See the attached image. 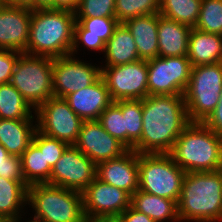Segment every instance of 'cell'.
Wrapping results in <instances>:
<instances>
[{
	"mask_svg": "<svg viewBox=\"0 0 222 222\" xmlns=\"http://www.w3.org/2000/svg\"><path fill=\"white\" fill-rule=\"evenodd\" d=\"M142 134L138 154L169 153L190 123L184 95H148L142 100Z\"/></svg>",
	"mask_w": 222,
	"mask_h": 222,
	"instance_id": "6da1fadb",
	"label": "cell"
},
{
	"mask_svg": "<svg viewBox=\"0 0 222 222\" xmlns=\"http://www.w3.org/2000/svg\"><path fill=\"white\" fill-rule=\"evenodd\" d=\"M179 221H222V177L218 171L187 172L177 202Z\"/></svg>",
	"mask_w": 222,
	"mask_h": 222,
	"instance_id": "7a4b0ae2",
	"label": "cell"
},
{
	"mask_svg": "<svg viewBox=\"0 0 222 222\" xmlns=\"http://www.w3.org/2000/svg\"><path fill=\"white\" fill-rule=\"evenodd\" d=\"M75 13L64 10H32L27 49L30 55L57 58L71 53Z\"/></svg>",
	"mask_w": 222,
	"mask_h": 222,
	"instance_id": "3957f363",
	"label": "cell"
},
{
	"mask_svg": "<svg viewBox=\"0 0 222 222\" xmlns=\"http://www.w3.org/2000/svg\"><path fill=\"white\" fill-rule=\"evenodd\" d=\"M169 154L186 173L218 171L222 163V136L203 122H190Z\"/></svg>",
	"mask_w": 222,
	"mask_h": 222,
	"instance_id": "277c9868",
	"label": "cell"
},
{
	"mask_svg": "<svg viewBox=\"0 0 222 222\" xmlns=\"http://www.w3.org/2000/svg\"><path fill=\"white\" fill-rule=\"evenodd\" d=\"M27 204L42 222H85L82 193L63 187L33 184L27 189Z\"/></svg>",
	"mask_w": 222,
	"mask_h": 222,
	"instance_id": "5b68a950",
	"label": "cell"
},
{
	"mask_svg": "<svg viewBox=\"0 0 222 222\" xmlns=\"http://www.w3.org/2000/svg\"><path fill=\"white\" fill-rule=\"evenodd\" d=\"M53 58L22 53L16 61L10 83L33 108L45 103L53 93Z\"/></svg>",
	"mask_w": 222,
	"mask_h": 222,
	"instance_id": "8992f818",
	"label": "cell"
},
{
	"mask_svg": "<svg viewBox=\"0 0 222 222\" xmlns=\"http://www.w3.org/2000/svg\"><path fill=\"white\" fill-rule=\"evenodd\" d=\"M138 168L139 190L178 202L186 172L169 153L138 154Z\"/></svg>",
	"mask_w": 222,
	"mask_h": 222,
	"instance_id": "52a82bcc",
	"label": "cell"
},
{
	"mask_svg": "<svg viewBox=\"0 0 222 222\" xmlns=\"http://www.w3.org/2000/svg\"><path fill=\"white\" fill-rule=\"evenodd\" d=\"M222 91V62L192 67L184 93L190 122H203L216 108Z\"/></svg>",
	"mask_w": 222,
	"mask_h": 222,
	"instance_id": "ba28073f",
	"label": "cell"
},
{
	"mask_svg": "<svg viewBox=\"0 0 222 222\" xmlns=\"http://www.w3.org/2000/svg\"><path fill=\"white\" fill-rule=\"evenodd\" d=\"M148 95H184L192 65L188 56L147 60Z\"/></svg>",
	"mask_w": 222,
	"mask_h": 222,
	"instance_id": "9c48e42d",
	"label": "cell"
},
{
	"mask_svg": "<svg viewBox=\"0 0 222 222\" xmlns=\"http://www.w3.org/2000/svg\"><path fill=\"white\" fill-rule=\"evenodd\" d=\"M112 101L143 100L148 96L147 60H137L117 66L101 67Z\"/></svg>",
	"mask_w": 222,
	"mask_h": 222,
	"instance_id": "30bf717a",
	"label": "cell"
},
{
	"mask_svg": "<svg viewBox=\"0 0 222 222\" xmlns=\"http://www.w3.org/2000/svg\"><path fill=\"white\" fill-rule=\"evenodd\" d=\"M34 114L37 117L39 132L69 145L76 142L83 120L69 107L64 98L50 97Z\"/></svg>",
	"mask_w": 222,
	"mask_h": 222,
	"instance_id": "8fae6325",
	"label": "cell"
},
{
	"mask_svg": "<svg viewBox=\"0 0 222 222\" xmlns=\"http://www.w3.org/2000/svg\"><path fill=\"white\" fill-rule=\"evenodd\" d=\"M95 178L96 164L74 145H69L52 167L49 184L82 193Z\"/></svg>",
	"mask_w": 222,
	"mask_h": 222,
	"instance_id": "7c38bea8",
	"label": "cell"
},
{
	"mask_svg": "<svg viewBox=\"0 0 222 222\" xmlns=\"http://www.w3.org/2000/svg\"><path fill=\"white\" fill-rule=\"evenodd\" d=\"M72 54L53 58L52 78L55 97L67 95L89 87L101 77V66L78 60Z\"/></svg>",
	"mask_w": 222,
	"mask_h": 222,
	"instance_id": "4fadbf2b",
	"label": "cell"
},
{
	"mask_svg": "<svg viewBox=\"0 0 222 222\" xmlns=\"http://www.w3.org/2000/svg\"><path fill=\"white\" fill-rule=\"evenodd\" d=\"M82 197L84 216L89 220L118 217L131 202L127 192L97 178L82 192Z\"/></svg>",
	"mask_w": 222,
	"mask_h": 222,
	"instance_id": "5bb4252c",
	"label": "cell"
},
{
	"mask_svg": "<svg viewBox=\"0 0 222 222\" xmlns=\"http://www.w3.org/2000/svg\"><path fill=\"white\" fill-rule=\"evenodd\" d=\"M73 145L95 164L118 158L129 150L111 136L98 120L83 121L78 138Z\"/></svg>",
	"mask_w": 222,
	"mask_h": 222,
	"instance_id": "9a60e30c",
	"label": "cell"
},
{
	"mask_svg": "<svg viewBox=\"0 0 222 222\" xmlns=\"http://www.w3.org/2000/svg\"><path fill=\"white\" fill-rule=\"evenodd\" d=\"M31 15L32 10L28 7H0V49L26 51Z\"/></svg>",
	"mask_w": 222,
	"mask_h": 222,
	"instance_id": "2e32d148",
	"label": "cell"
},
{
	"mask_svg": "<svg viewBox=\"0 0 222 222\" xmlns=\"http://www.w3.org/2000/svg\"><path fill=\"white\" fill-rule=\"evenodd\" d=\"M96 178L132 196L139 187L138 153L128 150L118 158L96 164Z\"/></svg>",
	"mask_w": 222,
	"mask_h": 222,
	"instance_id": "e0dca14e",
	"label": "cell"
},
{
	"mask_svg": "<svg viewBox=\"0 0 222 222\" xmlns=\"http://www.w3.org/2000/svg\"><path fill=\"white\" fill-rule=\"evenodd\" d=\"M118 24L116 17L76 18L70 54L74 56L77 53L80 43L87 49L104 52L105 43L113 35Z\"/></svg>",
	"mask_w": 222,
	"mask_h": 222,
	"instance_id": "ac0fdd59",
	"label": "cell"
},
{
	"mask_svg": "<svg viewBox=\"0 0 222 222\" xmlns=\"http://www.w3.org/2000/svg\"><path fill=\"white\" fill-rule=\"evenodd\" d=\"M64 99L83 121L98 120L101 113L113 102L102 77L89 87L73 92Z\"/></svg>",
	"mask_w": 222,
	"mask_h": 222,
	"instance_id": "d6986e66",
	"label": "cell"
},
{
	"mask_svg": "<svg viewBox=\"0 0 222 222\" xmlns=\"http://www.w3.org/2000/svg\"><path fill=\"white\" fill-rule=\"evenodd\" d=\"M159 13L131 18L123 24L134 38L141 60L158 57Z\"/></svg>",
	"mask_w": 222,
	"mask_h": 222,
	"instance_id": "ffe728a7",
	"label": "cell"
},
{
	"mask_svg": "<svg viewBox=\"0 0 222 222\" xmlns=\"http://www.w3.org/2000/svg\"><path fill=\"white\" fill-rule=\"evenodd\" d=\"M191 29L159 14L158 57L187 56Z\"/></svg>",
	"mask_w": 222,
	"mask_h": 222,
	"instance_id": "44dd1931",
	"label": "cell"
},
{
	"mask_svg": "<svg viewBox=\"0 0 222 222\" xmlns=\"http://www.w3.org/2000/svg\"><path fill=\"white\" fill-rule=\"evenodd\" d=\"M25 184H49L52 168L44 157V134L36 130L32 143L20 156Z\"/></svg>",
	"mask_w": 222,
	"mask_h": 222,
	"instance_id": "7402d4cb",
	"label": "cell"
},
{
	"mask_svg": "<svg viewBox=\"0 0 222 222\" xmlns=\"http://www.w3.org/2000/svg\"><path fill=\"white\" fill-rule=\"evenodd\" d=\"M187 56L192 67L222 62V36L192 28Z\"/></svg>",
	"mask_w": 222,
	"mask_h": 222,
	"instance_id": "603a6c76",
	"label": "cell"
},
{
	"mask_svg": "<svg viewBox=\"0 0 222 222\" xmlns=\"http://www.w3.org/2000/svg\"><path fill=\"white\" fill-rule=\"evenodd\" d=\"M34 120L0 119V144L10 155L21 156L32 143L37 130Z\"/></svg>",
	"mask_w": 222,
	"mask_h": 222,
	"instance_id": "cb8c5ba5",
	"label": "cell"
},
{
	"mask_svg": "<svg viewBox=\"0 0 222 222\" xmlns=\"http://www.w3.org/2000/svg\"><path fill=\"white\" fill-rule=\"evenodd\" d=\"M106 66H117L139 59L133 36L123 23L114 29L113 35L105 43Z\"/></svg>",
	"mask_w": 222,
	"mask_h": 222,
	"instance_id": "d4e9b609",
	"label": "cell"
},
{
	"mask_svg": "<svg viewBox=\"0 0 222 222\" xmlns=\"http://www.w3.org/2000/svg\"><path fill=\"white\" fill-rule=\"evenodd\" d=\"M130 205L155 222H180L177 202L137 190L131 196ZM174 220V221H173Z\"/></svg>",
	"mask_w": 222,
	"mask_h": 222,
	"instance_id": "484cf974",
	"label": "cell"
},
{
	"mask_svg": "<svg viewBox=\"0 0 222 222\" xmlns=\"http://www.w3.org/2000/svg\"><path fill=\"white\" fill-rule=\"evenodd\" d=\"M27 189L23 181L0 177V217L13 221L22 215L21 210L27 204Z\"/></svg>",
	"mask_w": 222,
	"mask_h": 222,
	"instance_id": "4316f807",
	"label": "cell"
},
{
	"mask_svg": "<svg viewBox=\"0 0 222 222\" xmlns=\"http://www.w3.org/2000/svg\"><path fill=\"white\" fill-rule=\"evenodd\" d=\"M33 108L11 84H0V119L35 120Z\"/></svg>",
	"mask_w": 222,
	"mask_h": 222,
	"instance_id": "83f0119b",
	"label": "cell"
},
{
	"mask_svg": "<svg viewBox=\"0 0 222 222\" xmlns=\"http://www.w3.org/2000/svg\"><path fill=\"white\" fill-rule=\"evenodd\" d=\"M202 0H160L159 14L180 24L194 28Z\"/></svg>",
	"mask_w": 222,
	"mask_h": 222,
	"instance_id": "f1b7e54d",
	"label": "cell"
},
{
	"mask_svg": "<svg viewBox=\"0 0 222 222\" xmlns=\"http://www.w3.org/2000/svg\"><path fill=\"white\" fill-rule=\"evenodd\" d=\"M121 108L126 129V147L134 150L142 134V100H117Z\"/></svg>",
	"mask_w": 222,
	"mask_h": 222,
	"instance_id": "f546056e",
	"label": "cell"
},
{
	"mask_svg": "<svg viewBox=\"0 0 222 222\" xmlns=\"http://www.w3.org/2000/svg\"><path fill=\"white\" fill-rule=\"evenodd\" d=\"M194 28L222 36V0H202Z\"/></svg>",
	"mask_w": 222,
	"mask_h": 222,
	"instance_id": "4dcf8cb0",
	"label": "cell"
},
{
	"mask_svg": "<svg viewBox=\"0 0 222 222\" xmlns=\"http://www.w3.org/2000/svg\"><path fill=\"white\" fill-rule=\"evenodd\" d=\"M159 11L160 0H115V15L119 23Z\"/></svg>",
	"mask_w": 222,
	"mask_h": 222,
	"instance_id": "1f68e13d",
	"label": "cell"
},
{
	"mask_svg": "<svg viewBox=\"0 0 222 222\" xmlns=\"http://www.w3.org/2000/svg\"><path fill=\"white\" fill-rule=\"evenodd\" d=\"M98 121L114 138L126 146V129L120 106L113 101L100 115Z\"/></svg>",
	"mask_w": 222,
	"mask_h": 222,
	"instance_id": "d6a6232c",
	"label": "cell"
},
{
	"mask_svg": "<svg viewBox=\"0 0 222 222\" xmlns=\"http://www.w3.org/2000/svg\"><path fill=\"white\" fill-rule=\"evenodd\" d=\"M116 17L115 0H80L75 18Z\"/></svg>",
	"mask_w": 222,
	"mask_h": 222,
	"instance_id": "836d02e7",
	"label": "cell"
},
{
	"mask_svg": "<svg viewBox=\"0 0 222 222\" xmlns=\"http://www.w3.org/2000/svg\"><path fill=\"white\" fill-rule=\"evenodd\" d=\"M0 177L25 183L21 158L10 155L2 144H0Z\"/></svg>",
	"mask_w": 222,
	"mask_h": 222,
	"instance_id": "e575fe53",
	"label": "cell"
},
{
	"mask_svg": "<svg viewBox=\"0 0 222 222\" xmlns=\"http://www.w3.org/2000/svg\"><path fill=\"white\" fill-rule=\"evenodd\" d=\"M68 146V143L44 134V157L51 168L59 160Z\"/></svg>",
	"mask_w": 222,
	"mask_h": 222,
	"instance_id": "d590c367",
	"label": "cell"
},
{
	"mask_svg": "<svg viewBox=\"0 0 222 222\" xmlns=\"http://www.w3.org/2000/svg\"><path fill=\"white\" fill-rule=\"evenodd\" d=\"M22 53L0 49V84L10 83L16 61Z\"/></svg>",
	"mask_w": 222,
	"mask_h": 222,
	"instance_id": "8d00e7d4",
	"label": "cell"
},
{
	"mask_svg": "<svg viewBox=\"0 0 222 222\" xmlns=\"http://www.w3.org/2000/svg\"><path fill=\"white\" fill-rule=\"evenodd\" d=\"M203 123L216 134L222 136V91L220 93L218 105Z\"/></svg>",
	"mask_w": 222,
	"mask_h": 222,
	"instance_id": "74e56055",
	"label": "cell"
},
{
	"mask_svg": "<svg viewBox=\"0 0 222 222\" xmlns=\"http://www.w3.org/2000/svg\"><path fill=\"white\" fill-rule=\"evenodd\" d=\"M122 222H155L147 215L134 209L131 205L118 216Z\"/></svg>",
	"mask_w": 222,
	"mask_h": 222,
	"instance_id": "f35d334b",
	"label": "cell"
},
{
	"mask_svg": "<svg viewBox=\"0 0 222 222\" xmlns=\"http://www.w3.org/2000/svg\"><path fill=\"white\" fill-rule=\"evenodd\" d=\"M80 0H53V10H64L75 13Z\"/></svg>",
	"mask_w": 222,
	"mask_h": 222,
	"instance_id": "ab89813d",
	"label": "cell"
},
{
	"mask_svg": "<svg viewBox=\"0 0 222 222\" xmlns=\"http://www.w3.org/2000/svg\"><path fill=\"white\" fill-rule=\"evenodd\" d=\"M3 6H23L34 10V0H0Z\"/></svg>",
	"mask_w": 222,
	"mask_h": 222,
	"instance_id": "60d3db41",
	"label": "cell"
},
{
	"mask_svg": "<svg viewBox=\"0 0 222 222\" xmlns=\"http://www.w3.org/2000/svg\"><path fill=\"white\" fill-rule=\"evenodd\" d=\"M35 9H53V0H34Z\"/></svg>",
	"mask_w": 222,
	"mask_h": 222,
	"instance_id": "b9f144b4",
	"label": "cell"
},
{
	"mask_svg": "<svg viewBox=\"0 0 222 222\" xmlns=\"http://www.w3.org/2000/svg\"><path fill=\"white\" fill-rule=\"evenodd\" d=\"M103 222H122L118 217L102 219Z\"/></svg>",
	"mask_w": 222,
	"mask_h": 222,
	"instance_id": "7bdbcfd3",
	"label": "cell"
},
{
	"mask_svg": "<svg viewBox=\"0 0 222 222\" xmlns=\"http://www.w3.org/2000/svg\"><path fill=\"white\" fill-rule=\"evenodd\" d=\"M21 219H22V217L20 216L16 220H13L12 222H20L19 220H21ZM28 222H42V221L33 218L31 221H28Z\"/></svg>",
	"mask_w": 222,
	"mask_h": 222,
	"instance_id": "ee69618b",
	"label": "cell"
},
{
	"mask_svg": "<svg viewBox=\"0 0 222 222\" xmlns=\"http://www.w3.org/2000/svg\"><path fill=\"white\" fill-rule=\"evenodd\" d=\"M0 222H12V220L6 217H0Z\"/></svg>",
	"mask_w": 222,
	"mask_h": 222,
	"instance_id": "f6af8a7d",
	"label": "cell"
},
{
	"mask_svg": "<svg viewBox=\"0 0 222 222\" xmlns=\"http://www.w3.org/2000/svg\"><path fill=\"white\" fill-rule=\"evenodd\" d=\"M85 222H103L102 220H89V219H86Z\"/></svg>",
	"mask_w": 222,
	"mask_h": 222,
	"instance_id": "bcb514c9",
	"label": "cell"
},
{
	"mask_svg": "<svg viewBox=\"0 0 222 222\" xmlns=\"http://www.w3.org/2000/svg\"><path fill=\"white\" fill-rule=\"evenodd\" d=\"M218 172L221 174V177H222V163H221L220 167L218 168Z\"/></svg>",
	"mask_w": 222,
	"mask_h": 222,
	"instance_id": "7dc6e473",
	"label": "cell"
}]
</instances>
